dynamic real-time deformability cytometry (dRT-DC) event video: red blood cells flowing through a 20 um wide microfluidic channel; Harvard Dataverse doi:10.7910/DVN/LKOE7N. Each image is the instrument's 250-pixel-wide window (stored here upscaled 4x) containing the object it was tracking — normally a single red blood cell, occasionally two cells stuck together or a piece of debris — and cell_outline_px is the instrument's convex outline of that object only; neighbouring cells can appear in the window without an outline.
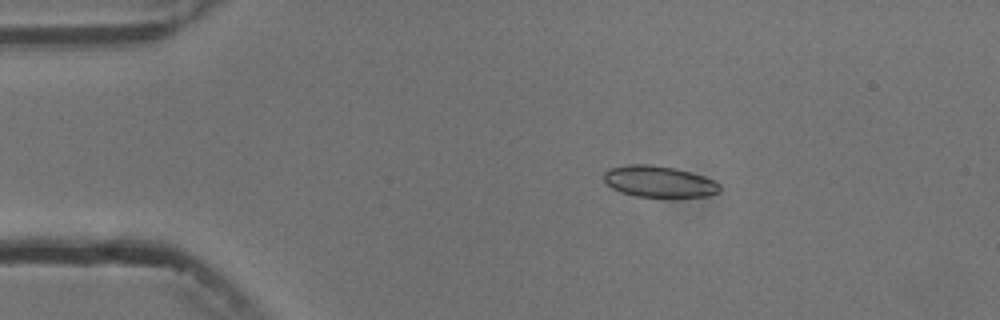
{"species": "common noctule bat (a hibernating species)", "species_latin": "Nyctalus noctula", "temperature_condition": "cold", "stored_images_in_passage": 4, "camera_frame_rate_fps": 3000, "um_per_image_px": 0.085, "animal": {"sex": "male", "body_mass_g": 13.3}, "frame": {"image": 1, "passage_image": 3, "time_ms": 2.667, "image_size_px": [1000, 320], "cell_outline_px": [[720, 192], [708, 196], [636, 196], [620, 192], [612, 188], [604, 180], [604, 172], [608, 168], [628, 164], [648, 164], [676, 168], [704, 176], [720, 184]], "centroid_in_image_um": [55.99, 15.42], "position_along_channel_um": 29.0, "area_um2": 21.04}}